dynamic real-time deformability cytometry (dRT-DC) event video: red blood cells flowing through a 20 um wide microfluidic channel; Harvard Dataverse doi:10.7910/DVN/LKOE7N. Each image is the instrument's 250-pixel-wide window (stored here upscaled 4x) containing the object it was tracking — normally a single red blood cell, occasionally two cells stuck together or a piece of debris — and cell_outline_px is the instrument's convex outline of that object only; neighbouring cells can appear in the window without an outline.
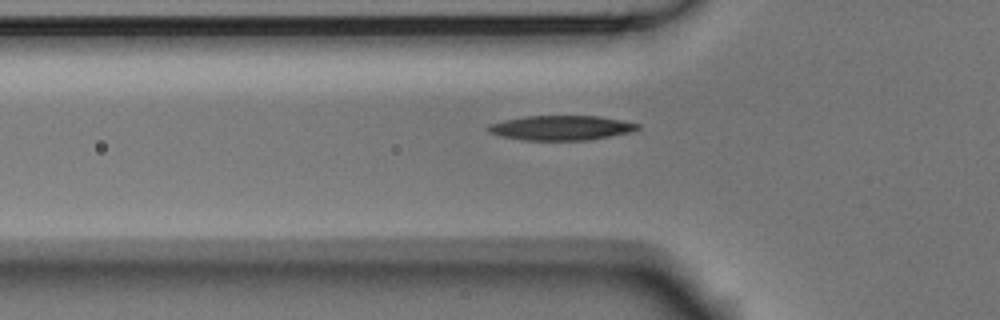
{"species": "Egyptian fruit bat (a non-hibernating species)", "species_latin": "Rousettus aegyptiacus", "temperature_condition": "room temperature", "stored_images_in_passage": 38, "camera_frame_rate_fps": 3000, "um_per_image_px": 0.085, "animal": {"sex": "male"}, "frame": {"image": 1, "passage_image": 4, "time_ms": 1.0, "image_size_px": [1000, 320], "cell_outline_px": [[640, 128], [628, 132], [608, 136], [584, 140], [520, 140], [500, 136], [488, 132], [488, 124], [504, 120], [524, 116], [596, 116], [620, 120], [640, 124]], "centroid_in_image_um": [47.62, 10.86], "position_along_channel_um": 78.2, "area_um2": 21.27}}
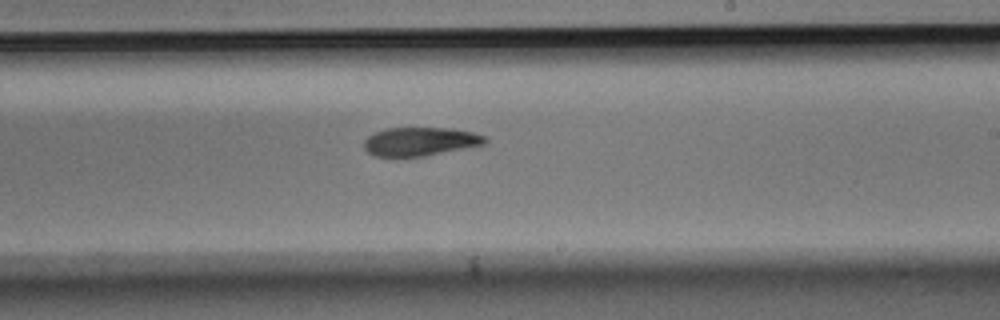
{"frame": {"image": 2, "passage_image": 18, "time_ms": 5.667, "image_size_px": [1000, 320], "cell_outline_px": [[488, 140], [484, 144], [424, 156], [376, 156], [368, 152], [364, 148], [364, 140], [372, 132], [388, 128], [452, 128], [472, 132], [484, 136]], "centroid_in_image_um": [35.68, 12.02], "position_along_channel_um": 253.3, "area_um2": 20.0}}
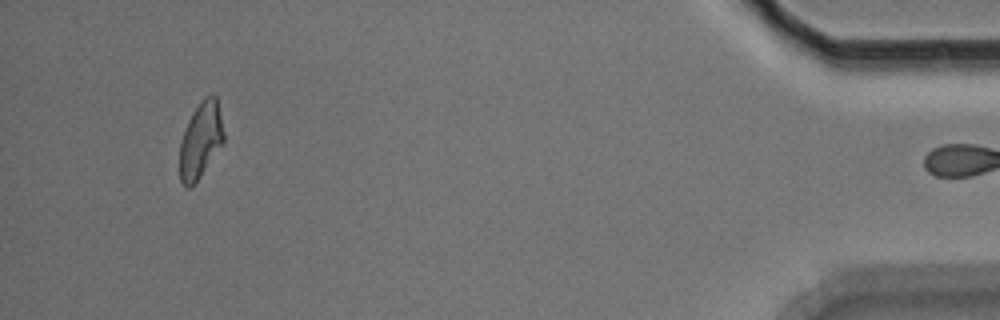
{"frame": {"image": 3, "passage_image": 37, "time_ms": 12.0, "image_size_px": [1000, 320], "cell_outline_px": [[224, 144], [200, 176], [188, 188], [184, 188], [180, 180], [180, 140], [184, 128], [192, 112], [204, 96], [212, 92], [216, 96], [224, 132]], "centroid_in_image_um": [17.06, 11.88], "position_along_channel_um": 418.1, "area_um2": 19.71}, "authors_computed_cell_mechanics": {"area_um2": 21.2415, "velocity_mm_per_s": 3.7362, "shape_relaxation_time_tau1_ms": 5.0862, "shape_relaxation_time_tau2_ms": 11.0126, "deformation_change_tau1": 0.1633, "deformation_change_tau2": 0.2104}}